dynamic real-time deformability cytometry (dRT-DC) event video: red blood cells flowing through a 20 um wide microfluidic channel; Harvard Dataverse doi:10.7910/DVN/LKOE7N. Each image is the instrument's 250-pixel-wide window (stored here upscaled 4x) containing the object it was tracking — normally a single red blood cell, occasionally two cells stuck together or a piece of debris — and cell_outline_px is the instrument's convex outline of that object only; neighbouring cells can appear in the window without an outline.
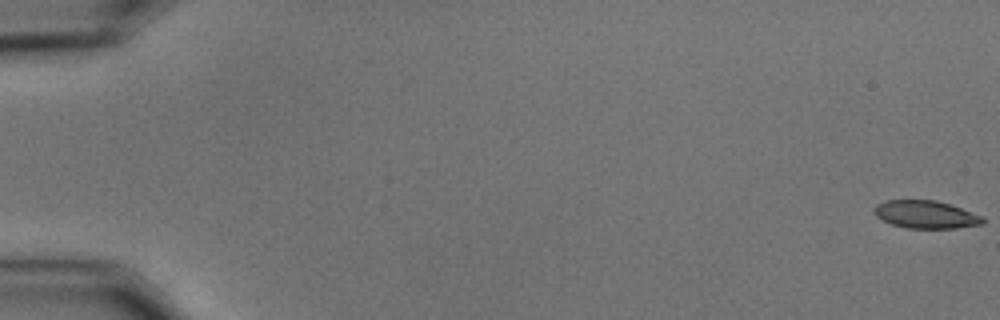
{"species": "common noctule bat (a hibernating species)", "species_latin": "Nyctalus noctula", "temperature_condition": "cold", "stored_images_in_passage": 58, "camera_frame_rate_fps": 3000, "um_per_image_px": 0.085, "animal": {"sex": "male", "body_mass_g": 15.6}, "frame": {"image": 1, "passage_image": 1, "time_ms": 0.0, "image_size_px": [1000, 320], "cell_outline_px": [[984, 224], [956, 228], [908, 228], [892, 224], [876, 216], [872, 212], [876, 204], [884, 200], [936, 200], [984, 216]], "centroid_in_image_um": [78.68, 18.23], "position_along_channel_um": 6.3, "area_um2": 17.57}}
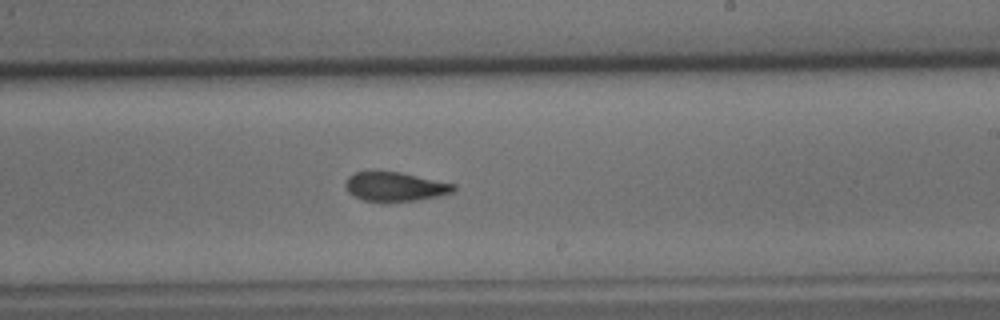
{"frame": {"image": 2, "passage_image": 36, "time_ms": 11.667, "image_size_px": [1000, 320], "cell_outline_px": [[456, 188], [452, 192], [440, 196], [420, 200], [364, 200], [352, 196], [348, 192], [344, 184], [348, 176], [356, 172], [372, 168], [400, 172], [456, 184]], "centroid_in_image_um": [33.54, 15.81], "position_along_channel_um": 255.5, "area_um2": 18.73}}
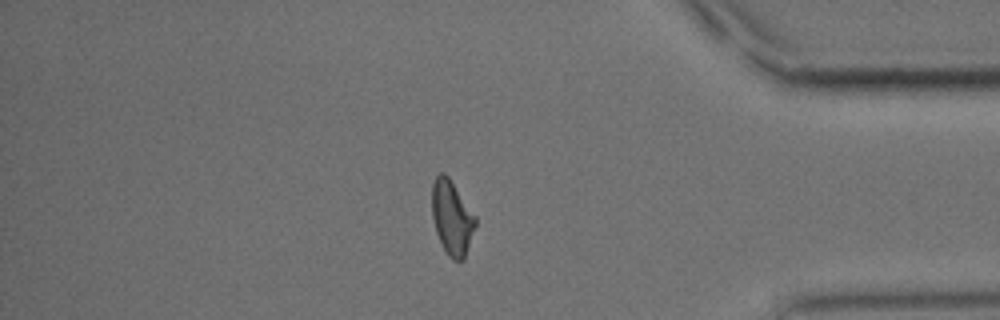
{"frame": {"image": 3, "passage_image": 50, "time_ms": 16.333, "image_size_px": [1000, 320], "cell_outline_px": [[476, 224], [464, 260], [452, 260], [448, 256], [436, 232], [432, 216], [432, 184], [436, 176], [440, 172], [444, 172], [448, 176], [476, 216]], "centroid_in_image_um": [38.41, 18.49], "position_along_channel_um": 396.8, "area_um2": 18.73}, "authors_computed_cell_mechanics": {"area_um2": 18.9584, "velocity_mm_per_s": 3.551, "shape_relaxation_time_tau1_ms": 5.3371, "shape_relaxation_time_tau2_ms": 2.8907, "deformation_change_tau1": 0.1588, "deformation_change_tau2": 0.0989}}